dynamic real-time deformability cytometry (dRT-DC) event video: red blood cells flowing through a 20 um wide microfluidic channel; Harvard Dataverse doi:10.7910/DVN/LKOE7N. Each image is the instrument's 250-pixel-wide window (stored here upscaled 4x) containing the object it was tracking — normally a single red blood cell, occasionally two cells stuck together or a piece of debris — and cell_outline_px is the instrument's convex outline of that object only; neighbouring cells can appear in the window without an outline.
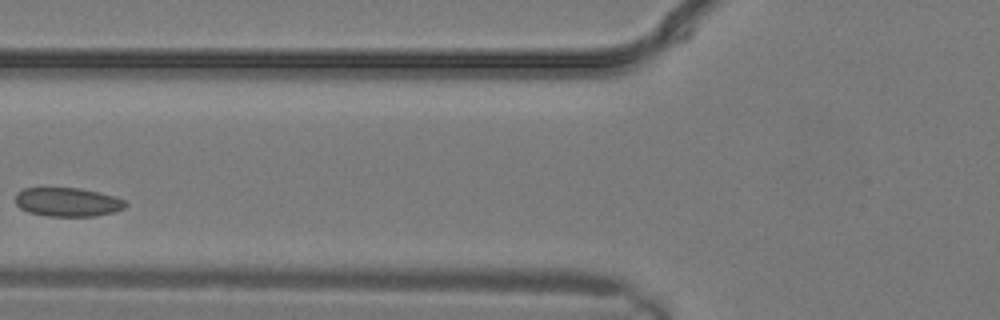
{"species": "common noctule bat (a hibernating species)", "species_latin": "Nyctalus noctula", "temperature_condition": "warm", "stored_images_in_passage": 28, "camera_frame_rate_fps": 3000, "um_per_image_px": 0.085, "animal": {"sex": "male", "body_mass_g": 19.2, "forearm_length_mm": 51.8}, "frame": {"image": 1, "passage_image": 12, "time_ms": 3.667, "image_size_px": [1000, 320], "cell_outline_px": [[128, 204], [124, 208], [112, 212], [92, 216], [44, 216], [28, 212], [20, 208], [16, 204], [16, 192], [24, 188], [44, 184], [80, 188], [112, 196], [124, 200]], "centroid_in_image_um": [5.63, 17.12], "position_along_channel_um": 120.2, "area_um2": 19.19}}
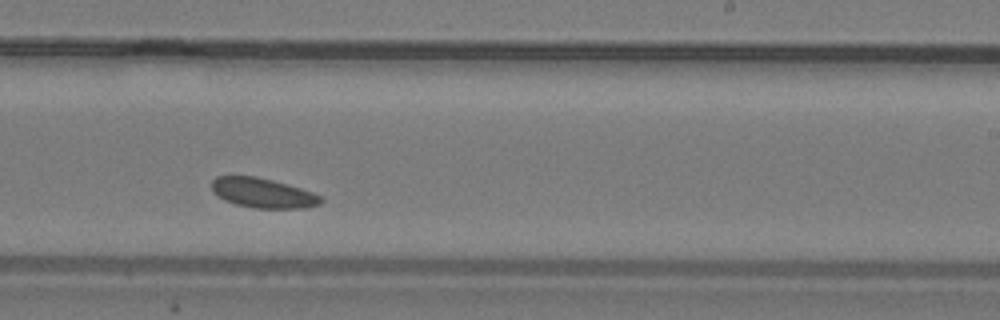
{"frame": {"image": 2, "passage_image": 18, "time_ms": 5.667, "image_size_px": [1000, 320], "cell_outline_px": [[324, 200], [320, 204], [304, 208], [256, 208], [236, 204], [224, 200], [212, 188], [212, 180], [216, 176], [256, 176], [272, 180], [300, 188], [312, 192], [320, 196]], "centroid_in_image_um": [22.36, 16.4], "position_along_channel_um": 266.6, "area_um2": 18.67}}
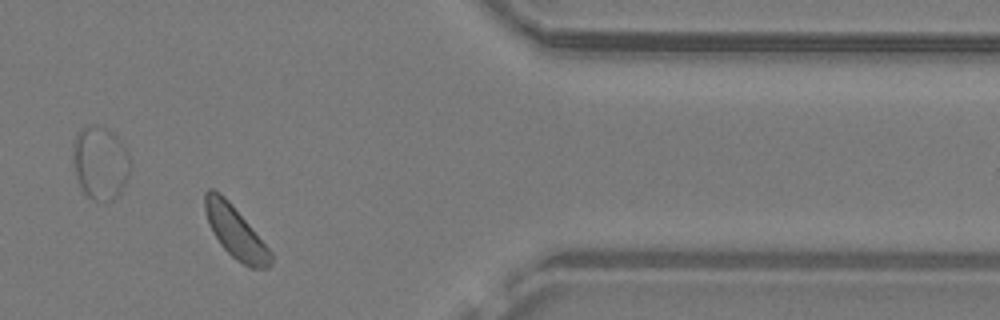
{"frame": {"image": 3, "passage_image": 24, "time_ms": 7.667, "image_size_px": [1000, 320], "cell_outline_px": [[272, 264], [268, 268], [248, 268], [236, 260], [220, 244], [208, 224], [204, 208], [204, 192], [208, 188], [212, 188], [224, 196], [228, 200], [272, 252]], "centroid_in_image_um": [19.99, 19.74], "position_along_channel_um": 391.4, "area_um2": 19.83}}